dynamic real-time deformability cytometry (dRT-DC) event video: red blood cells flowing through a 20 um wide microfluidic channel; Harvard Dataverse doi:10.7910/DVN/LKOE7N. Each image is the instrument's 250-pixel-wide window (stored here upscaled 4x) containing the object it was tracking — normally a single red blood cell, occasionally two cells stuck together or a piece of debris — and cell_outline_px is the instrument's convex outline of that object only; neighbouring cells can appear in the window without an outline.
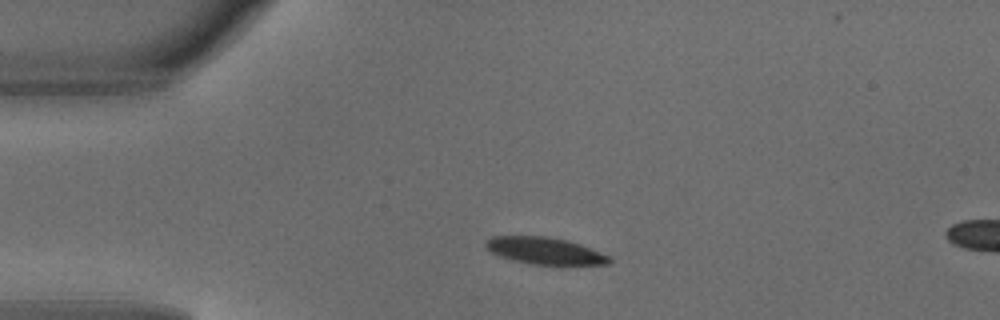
{"species": "common noctule bat (a hibernating species)", "species_latin": "Nyctalus noctula", "temperature_condition": "warm", "stored_images_in_passage": 2, "camera_frame_rate_fps": 3000, "um_per_image_px": 0.085, "animal": {"sex": "male", "body_mass_g": 18.8}, "frame": {"image": 1, "passage_image": 1, "time_ms": 0.0, "image_size_px": [1000, 320], "cell_outline_px": [[612, 260], [608, 264], [532, 264], [512, 260], [500, 256], [484, 248], [484, 240], [492, 236], [544, 236], [564, 240], [580, 244], [600, 252], [608, 256]], "centroid_in_image_um": [46.23, 21.3], "position_along_channel_um": 38.8, "area_um2": 19.13}}